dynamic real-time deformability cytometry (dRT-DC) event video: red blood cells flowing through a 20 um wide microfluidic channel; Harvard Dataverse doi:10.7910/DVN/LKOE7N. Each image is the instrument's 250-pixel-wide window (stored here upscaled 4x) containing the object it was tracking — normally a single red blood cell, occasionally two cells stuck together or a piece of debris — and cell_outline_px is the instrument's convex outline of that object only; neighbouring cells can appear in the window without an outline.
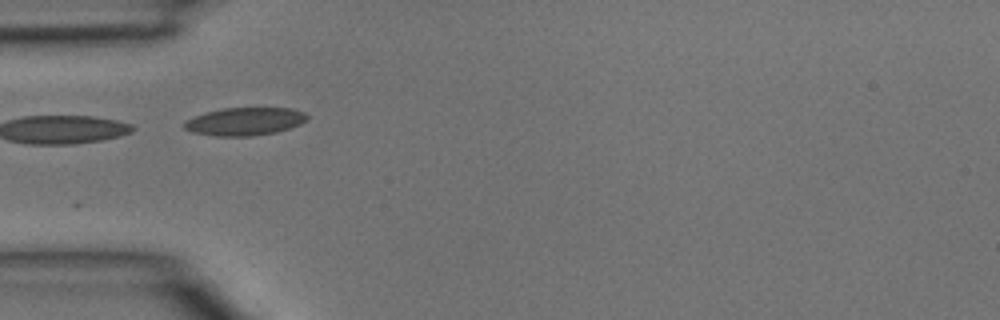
{"species": "common noctule bat (a hibernating species)", "species_latin": "Nyctalus noctula", "temperature_condition": "room temperature", "stored_images_in_passage": 1, "camera_frame_rate_fps": 3000, "um_per_image_px": 0.085, "animal": {"sex": "male", "body_mass_g": 15.6}, "frame": {"image": 1, "passage_image": 1, "time_ms": 0.0, "image_size_px": [1000, 320], "cell_outline_px": [[308, 120], [300, 124], [276, 132], [252, 136], [216, 136], [192, 132], [184, 128], [180, 124], [184, 120], [208, 112], [224, 108], [292, 108], [304, 112], [308, 116]], "centroid_in_image_um": [20.8, 10.32], "position_along_channel_um": 64.2, "area_um2": 20.0}}